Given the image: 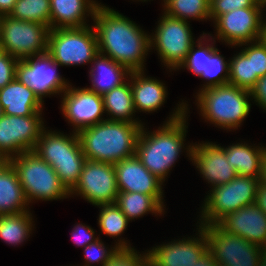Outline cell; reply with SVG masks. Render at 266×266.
Wrapping results in <instances>:
<instances>
[{
  "label": "cell",
  "instance_id": "obj_20",
  "mask_svg": "<svg viewBox=\"0 0 266 266\" xmlns=\"http://www.w3.org/2000/svg\"><path fill=\"white\" fill-rule=\"evenodd\" d=\"M188 147L190 159L212 186L229 183L237 176L226 159L223 147L209 142Z\"/></svg>",
  "mask_w": 266,
  "mask_h": 266
},
{
  "label": "cell",
  "instance_id": "obj_9",
  "mask_svg": "<svg viewBox=\"0 0 266 266\" xmlns=\"http://www.w3.org/2000/svg\"><path fill=\"white\" fill-rule=\"evenodd\" d=\"M47 52L61 66L91 63L99 52L95 30L88 26L50 29Z\"/></svg>",
  "mask_w": 266,
  "mask_h": 266
},
{
  "label": "cell",
  "instance_id": "obj_35",
  "mask_svg": "<svg viewBox=\"0 0 266 266\" xmlns=\"http://www.w3.org/2000/svg\"><path fill=\"white\" fill-rule=\"evenodd\" d=\"M118 248H131V246H128L124 240H120L119 243H117L115 247H113V249L107 251L100 240H96L95 242L90 243L84 248L86 261L85 266H90L91 262L100 263V261L102 266H104ZM87 262L89 264H87Z\"/></svg>",
  "mask_w": 266,
  "mask_h": 266
},
{
  "label": "cell",
  "instance_id": "obj_44",
  "mask_svg": "<svg viewBox=\"0 0 266 266\" xmlns=\"http://www.w3.org/2000/svg\"><path fill=\"white\" fill-rule=\"evenodd\" d=\"M192 266H218L214 261L213 256L207 251L203 257H201L195 265Z\"/></svg>",
  "mask_w": 266,
  "mask_h": 266
},
{
  "label": "cell",
  "instance_id": "obj_16",
  "mask_svg": "<svg viewBox=\"0 0 266 266\" xmlns=\"http://www.w3.org/2000/svg\"><path fill=\"white\" fill-rule=\"evenodd\" d=\"M64 116L74 125L75 132L104 121L103 98L87 88H70L64 92L62 100ZM102 118V119H101Z\"/></svg>",
  "mask_w": 266,
  "mask_h": 266
},
{
  "label": "cell",
  "instance_id": "obj_29",
  "mask_svg": "<svg viewBox=\"0 0 266 266\" xmlns=\"http://www.w3.org/2000/svg\"><path fill=\"white\" fill-rule=\"evenodd\" d=\"M115 204L129 221L148 212L161 214L164 210L151 195L138 192H119Z\"/></svg>",
  "mask_w": 266,
  "mask_h": 266
},
{
  "label": "cell",
  "instance_id": "obj_46",
  "mask_svg": "<svg viewBox=\"0 0 266 266\" xmlns=\"http://www.w3.org/2000/svg\"><path fill=\"white\" fill-rule=\"evenodd\" d=\"M260 40L266 45V22L263 23L262 34Z\"/></svg>",
  "mask_w": 266,
  "mask_h": 266
},
{
  "label": "cell",
  "instance_id": "obj_43",
  "mask_svg": "<svg viewBox=\"0 0 266 266\" xmlns=\"http://www.w3.org/2000/svg\"><path fill=\"white\" fill-rule=\"evenodd\" d=\"M17 0H0V16L9 15Z\"/></svg>",
  "mask_w": 266,
  "mask_h": 266
},
{
  "label": "cell",
  "instance_id": "obj_37",
  "mask_svg": "<svg viewBox=\"0 0 266 266\" xmlns=\"http://www.w3.org/2000/svg\"><path fill=\"white\" fill-rule=\"evenodd\" d=\"M242 52L247 57H252L253 74H256V81L266 75V45L260 39L250 47H245Z\"/></svg>",
  "mask_w": 266,
  "mask_h": 266
},
{
  "label": "cell",
  "instance_id": "obj_32",
  "mask_svg": "<svg viewBox=\"0 0 266 266\" xmlns=\"http://www.w3.org/2000/svg\"><path fill=\"white\" fill-rule=\"evenodd\" d=\"M9 16L50 27V0H17Z\"/></svg>",
  "mask_w": 266,
  "mask_h": 266
},
{
  "label": "cell",
  "instance_id": "obj_5",
  "mask_svg": "<svg viewBox=\"0 0 266 266\" xmlns=\"http://www.w3.org/2000/svg\"><path fill=\"white\" fill-rule=\"evenodd\" d=\"M197 96L202 116L225 129H238L250 112V91L230 84L201 89Z\"/></svg>",
  "mask_w": 266,
  "mask_h": 266
},
{
  "label": "cell",
  "instance_id": "obj_10",
  "mask_svg": "<svg viewBox=\"0 0 266 266\" xmlns=\"http://www.w3.org/2000/svg\"><path fill=\"white\" fill-rule=\"evenodd\" d=\"M208 252L220 266H259L264 248L225 231L218 223L201 225Z\"/></svg>",
  "mask_w": 266,
  "mask_h": 266
},
{
  "label": "cell",
  "instance_id": "obj_18",
  "mask_svg": "<svg viewBox=\"0 0 266 266\" xmlns=\"http://www.w3.org/2000/svg\"><path fill=\"white\" fill-rule=\"evenodd\" d=\"M199 237L182 239L156 246L148 251L147 258L154 266H192L208 251L204 229L200 226Z\"/></svg>",
  "mask_w": 266,
  "mask_h": 266
},
{
  "label": "cell",
  "instance_id": "obj_22",
  "mask_svg": "<svg viewBox=\"0 0 266 266\" xmlns=\"http://www.w3.org/2000/svg\"><path fill=\"white\" fill-rule=\"evenodd\" d=\"M42 103L35 93L17 78L0 89V105L5 115H41Z\"/></svg>",
  "mask_w": 266,
  "mask_h": 266
},
{
  "label": "cell",
  "instance_id": "obj_15",
  "mask_svg": "<svg viewBox=\"0 0 266 266\" xmlns=\"http://www.w3.org/2000/svg\"><path fill=\"white\" fill-rule=\"evenodd\" d=\"M262 11L261 7H249L220 15L215 20L217 37L235 46L254 43L262 34Z\"/></svg>",
  "mask_w": 266,
  "mask_h": 266
},
{
  "label": "cell",
  "instance_id": "obj_49",
  "mask_svg": "<svg viewBox=\"0 0 266 266\" xmlns=\"http://www.w3.org/2000/svg\"><path fill=\"white\" fill-rule=\"evenodd\" d=\"M139 266H154V264L146 258Z\"/></svg>",
  "mask_w": 266,
  "mask_h": 266
},
{
  "label": "cell",
  "instance_id": "obj_7",
  "mask_svg": "<svg viewBox=\"0 0 266 266\" xmlns=\"http://www.w3.org/2000/svg\"><path fill=\"white\" fill-rule=\"evenodd\" d=\"M259 179L237 175L229 183L213 186L202 210V224L218 223L228 213L256 202Z\"/></svg>",
  "mask_w": 266,
  "mask_h": 266
},
{
  "label": "cell",
  "instance_id": "obj_6",
  "mask_svg": "<svg viewBox=\"0 0 266 266\" xmlns=\"http://www.w3.org/2000/svg\"><path fill=\"white\" fill-rule=\"evenodd\" d=\"M23 188L27 202L33 199L57 200L70 195L53 167L34 151L9 159Z\"/></svg>",
  "mask_w": 266,
  "mask_h": 266
},
{
  "label": "cell",
  "instance_id": "obj_40",
  "mask_svg": "<svg viewBox=\"0 0 266 266\" xmlns=\"http://www.w3.org/2000/svg\"><path fill=\"white\" fill-rule=\"evenodd\" d=\"M72 239L77 246L86 247L90 243L95 242L99 238H94V231L91 227L78 224L74 227L72 231Z\"/></svg>",
  "mask_w": 266,
  "mask_h": 266
},
{
  "label": "cell",
  "instance_id": "obj_4",
  "mask_svg": "<svg viewBox=\"0 0 266 266\" xmlns=\"http://www.w3.org/2000/svg\"><path fill=\"white\" fill-rule=\"evenodd\" d=\"M33 151L53 167L69 192L76 186L86 161L76 132L68 137L43 129Z\"/></svg>",
  "mask_w": 266,
  "mask_h": 266
},
{
  "label": "cell",
  "instance_id": "obj_38",
  "mask_svg": "<svg viewBox=\"0 0 266 266\" xmlns=\"http://www.w3.org/2000/svg\"><path fill=\"white\" fill-rule=\"evenodd\" d=\"M146 258V253L141 256L134 248H118L104 266H139Z\"/></svg>",
  "mask_w": 266,
  "mask_h": 266
},
{
  "label": "cell",
  "instance_id": "obj_24",
  "mask_svg": "<svg viewBox=\"0 0 266 266\" xmlns=\"http://www.w3.org/2000/svg\"><path fill=\"white\" fill-rule=\"evenodd\" d=\"M92 63L95 64L90 71L92 87L87 89L101 96L124 84L125 76L130 74L125 66L100 52L95 55Z\"/></svg>",
  "mask_w": 266,
  "mask_h": 266
},
{
  "label": "cell",
  "instance_id": "obj_21",
  "mask_svg": "<svg viewBox=\"0 0 266 266\" xmlns=\"http://www.w3.org/2000/svg\"><path fill=\"white\" fill-rule=\"evenodd\" d=\"M218 224L225 231L266 249V214L255 203L228 213Z\"/></svg>",
  "mask_w": 266,
  "mask_h": 266
},
{
  "label": "cell",
  "instance_id": "obj_45",
  "mask_svg": "<svg viewBox=\"0 0 266 266\" xmlns=\"http://www.w3.org/2000/svg\"><path fill=\"white\" fill-rule=\"evenodd\" d=\"M259 181L261 184L266 185V151L261 162V175Z\"/></svg>",
  "mask_w": 266,
  "mask_h": 266
},
{
  "label": "cell",
  "instance_id": "obj_27",
  "mask_svg": "<svg viewBox=\"0 0 266 266\" xmlns=\"http://www.w3.org/2000/svg\"><path fill=\"white\" fill-rule=\"evenodd\" d=\"M226 159L237 175L260 179L261 162L266 147L252 148L248 144L237 143L224 148Z\"/></svg>",
  "mask_w": 266,
  "mask_h": 266
},
{
  "label": "cell",
  "instance_id": "obj_41",
  "mask_svg": "<svg viewBox=\"0 0 266 266\" xmlns=\"http://www.w3.org/2000/svg\"><path fill=\"white\" fill-rule=\"evenodd\" d=\"M251 97L266 110V75L260 77L250 90Z\"/></svg>",
  "mask_w": 266,
  "mask_h": 266
},
{
  "label": "cell",
  "instance_id": "obj_13",
  "mask_svg": "<svg viewBox=\"0 0 266 266\" xmlns=\"http://www.w3.org/2000/svg\"><path fill=\"white\" fill-rule=\"evenodd\" d=\"M82 195L92 205L113 204L119 194L114 164L87 160L72 194Z\"/></svg>",
  "mask_w": 266,
  "mask_h": 266
},
{
  "label": "cell",
  "instance_id": "obj_26",
  "mask_svg": "<svg viewBox=\"0 0 266 266\" xmlns=\"http://www.w3.org/2000/svg\"><path fill=\"white\" fill-rule=\"evenodd\" d=\"M28 205L16 170L8 162L0 169V215L23 213Z\"/></svg>",
  "mask_w": 266,
  "mask_h": 266
},
{
  "label": "cell",
  "instance_id": "obj_3",
  "mask_svg": "<svg viewBox=\"0 0 266 266\" xmlns=\"http://www.w3.org/2000/svg\"><path fill=\"white\" fill-rule=\"evenodd\" d=\"M142 124L105 119L77 134L87 160L115 164L136 154Z\"/></svg>",
  "mask_w": 266,
  "mask_h": 266
},
{
  "label": "cell",
  "instance_id": "obj_48",
  "mask_svg": "<svg viewBox=\"0 0 266 266\" xmlns=\"http://www.w3.org/2000/svg\"><path fill=\"white\" fill-rule=\"evenodd\" d=\"M259 266H266V249H264V251L262 253V257H261Z\"/></svg>",
  "mask_w": 266,
  "mask_h": 266
},
{
  "label": "cell",
  "instance_id": "obj_2",
  "mask_svg": "<svg viewBox=\"0 0 266 266\" xmlns=\"http://www.w3.org/2000/svg\"><path fill=\"white\" fill-rule=\"evenodd\" d=\"M186 110L187 106L182 103L169 117L170 120L159 130L147 134L144 131V126H142L140 131L136 145V156L162 182L165 181V177L184 146L183 141H185L187 128L185 125Z\"/></svg>",
  "mask_w": 266,
  "mask_h": 266
},
{
  "label": "cell",
  "instance_id": "obj_33",
  "mask_svg": "<svg viewBox=\"0 0 266 266\" xmlns=\"http://www.w3.org/2000/svg\"><path fill=\"white\" fill-rule=\"evenodd\" d=\"M255 83L252 57H247L243 52L238 53L229 63L228 84L250 91Z\"/></svg>",
  "mask_w": 266,
  "mask_h": 266
},
{
  "label": "cell",
  "instance_id": "obj_39",
  "mask_svg": "<svg viewBox=\"0 0 266 266\" xmlns=\"http://www.w3.org/2000/svg\"><path fill=\"white\" fill-rule=\"evenodd\" d=\"M18 59L2 51L0 53V89L16 78Z\"/></svg>",
  "mask_w": 266,
  "mask_h": 266
},
{
  "label": "cell",
  "instance_id": "obj_14",
  "mask_svg": "<svg viewBox=\"0 0 266 266\" xmlns=\"http://www.w3.org/2000/svg\"><path fill=\"white\" fill-rule=\"evenodd\" d=\"M43 126L40 115L3 114L0 116V152L9 160L14 155L33 151L45 129Z\"/></svg>",
  "mask_w": 266,
  "mask_h": 266
},
{
  "label": "cell",
  "instance_id": "obj_12",
  "mask_svg": "<svg viewBox=\"0 0 266 266\" xmlns=\"http://www.w3.org/2000/svg\"><path fill=\"white\" fill-rule=\"evenodd\" d=\"M57 66L60 65L46 51L18 60L16 78L44 102L43 96L65 92L69 87L64 78L56 72Z\"/></svg>",
  "mask_w": 266,
  "mask_h": 266
},
{
  "label": "cell",
  "instance_id": "obj_11",
  "mask_svg": "<svg viewBox=\"0 0 266 266\" xmlns=\"http://www.w3.org/2000/svg\"><path fill=\"white\" fill-rule=\"evenodd\" d=\"M159 22L155 35L150 37L151 47L156 46L161 60L167 67L177 69L195 44L188 21L173 18L164 13Z\"/></svg>",
  "mask_w": 266,
  "mask_h": 266
},
{
  "label": "cell",
  "instance_id": "obj_23",
  "mask_svg": "<svg viewBox=\"0 0 266 266\" xmlns=\"http://www.w3.org/2000/svg\"><path fill=\"white\" fill-rule=\"evenodd\" d=\"M99 5L92 0H50V29L88 26L86 12L93 18Z\"/></svg>",
  "mask_w": 266,
  "mask_h": 266
},
{
  "label": "cell",
  "instance_id": "obj_50",
  "mask_svg": "<svg viewBox=\"0 0 266 266\" xmlns=\"http://www.w3.org/2000/svg\"><path fill=\"white\" fill-rule=\"evenodd\" d=\"M258 3L260 4L261 8L266 6V0H258Z\"/></svg>",
  "mask_w": 266,
  "mask_h": 266
},
{
  "label": "cell",
  "instance_id": "obj_25",
  "mask_svg": "<svg viewBox=\"0 0 266 266\" xmlns=\"http://www.w3.org/2000/svg\"><path fill=\"white\" fill-rule=\"evenodd\" d=\"M144 70L130 72L131 90L135 110L153 112L163 105L167 91L159 80L144 77Z\"/></svg>",
  "mask_w": 266,
  "mask_h": 266
},
{
  "label": "cell",
  "instance_id": "obj_47",
  "mask_svg": "<svg viewBox=\"0 0 266 266\" xmlns=\"http://www.w3.org/2000/svg\"><path fill=\"white\" fill-rule=\"evenodd\" d=\"M8 162H9V160L7 159V157H5V156L0 152V169H1L2 167H4Z\"/></svg>",
  "mask_w": 266,
  "mask_h": 266
},
{
  "label": "cell",
  "instance_id": "obj_34",
  "mask_svg": "<svg viewBox=\"0 0 266 266\" xmlns=\"http://www.w3.org/2000/svg\"><path fill=\"white\" fill-rule=\"evenodd\" d=\"M99 226L101 231L111 237L121 235L128 225V219L120 208L115 204H100Z\"/></svg>",
  "mask_w": 266,
  "mask_h": 266
},
{
  "label": "cell",
  "instance_id": "obj_19",
  "mask_svg": "<svg viewBox=\"0 0 266 266\" xmlns=\"http://www.w3.org/2000/svg\"><path fill=\"white\" fill-rule=\"evenodd\" d=\"M198 40V49L195 51L193 45L180 67H186L195 75L208 79L209 82L202 89L227 85L229 81V63L224 60V57L219 54V50L213 45L204 47L201 38Z\"/></svg>",
  "mask_w": 266,
  "mask_h": 266
},
{
  "label": "cell",
  "instance_id": "obj_28",
  "mask_svg": "<svg viewBox=\"0 0 266 266\" xmlns=\"http://www.w3.org/2000/svg\"><path fill=\"white\" fill-rule=\"evenodd\" d=\"M104 111L111 114L108 120L125 121L134 124H141L140 121L133 120L131 116L136 112L133 103V96L130 83L112 89L103 96Z\"/></svg>",
  "mask_w": 266,
  "mask_h": 266
},
{
  "label": "cell",
  "instance_id": "obj_36",
  "mask_svg": "<svg viewBox=\"0 0 266 266\" xmlns=\"http://www.w3.org/2000/svg\"><path fill=\"white\" fill-rule=\"evenodd\" d=\"M210 19L241 8L261 7L258 0H210Z\"/></svg>",
  "mask_w": 266,
  "mask_h": 266
},
{
  "label": "cell",
  "instance_id": "obj_17",
  "mask_svg": "<svg viewBox=\"0 0 266 266\" xmlns=\"http://www.w3.org/2000/svg\"><path fill=\"white\" fill-rule=\"evenodd\" d=\"M119 192L151 195L162 207V181L153 175L135 155L114 164Z\"/></svg>",
  "mask_w": 266,
  "mask_h": 266
},
{
  "label": "cell",
  "instance_id": "obj_51",
  "mask_svg": "<svg viewBox=\"0 0 266 266\" xmlns=\"http://www.w3.org/2000/svg\"><path fill=\"white\" fill-rule=\"evenodd\" d=\"M2 115H3V109H2V107L0 105V116H2Z\"/></svg>",
  "mask_w": 266,
  "mask_h": 266
},
{
  "label": "cell",
  "instance_id": "obj_8",
  "mask_svg": "<svg viewBox=\"0 0 266 266\" xmlns=\"http://www.w3.org/2000/svg\"><path fill=\"white\" fill-rule=\"evenodd\" d=\"M49 33V26L0 16V47L18 60L45 53Z\"/></svg>",
  "mask_w": 266,
  "mask_h": 266
},
{
  "label": "cell",
  "instance_id": "obj_42",
  "mask_svg": "<svg viewBox=\"0 0 266 266\" xmlns=\"http://www.w3.org/2000/svg\"><path fill=\"white\" fill-rule=\"evenodd\" d=\"M255 204L266 214V185L259 183Z\"/></svg>",
  "mask_w": 266,
  "mask_h": 266
},
{
  "label": "cell",
  "instance_id": "obj_30",
  "mask_svg": "<svg viewBox=\"0 0 266 266\" xmlns=\"http://www.w3.org/2000/svg\"><path fill=\"white\" fill-rule=\"evenodd\" d=\"M30 214L29 211H25L19 214L0 215V238L11 245L26 240L33 225Z\"/></svg>",
  "mask_w": 266,
  "mask_h": 266
},
{
  "label": "cell",
  "instance_id": "obj_31",
  "mask_svg": "<svg viewBox=\"0 0 266 266\" xmlns=\"http://www.w3.org/2000/svg\"><path fill=\"white\" fill-rule=\"evenodd\" d=\"M210 0H164V13L173 18L187 21L188 18H210Z\"/></svg>",
  "mask_w": 266,
  "mask_h": 266
},
{
  "label": "cell",
  "instance_id": "obj_1",
  "mask_svg": "<svg viewBox=\"0 0 266 266\" xmlns=\"http://www.w3.org/2000/svg\"><path fill=\"white\" fill-rule=\"evenodd\" d=\"M93 19L98 51L107 53L130 72L142 71L145 55L151 48L150 36L130 19L103 5L97 7Z\"/></svg>",
  "mask_w": 266,
  "mask_h": 266
}]
</instances>
